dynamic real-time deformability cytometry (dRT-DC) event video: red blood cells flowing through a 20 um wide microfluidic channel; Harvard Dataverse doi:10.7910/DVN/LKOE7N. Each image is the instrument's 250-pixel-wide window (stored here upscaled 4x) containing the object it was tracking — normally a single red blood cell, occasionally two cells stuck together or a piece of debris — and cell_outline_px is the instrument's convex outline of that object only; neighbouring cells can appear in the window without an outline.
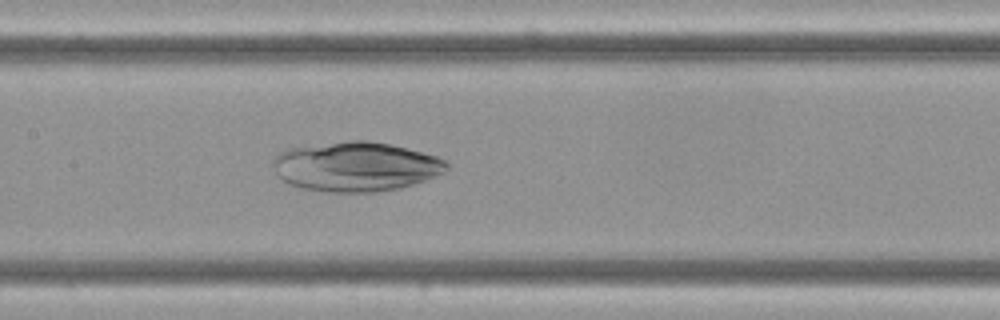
{"species": "Egyptian fruit bat (a non-hibernating species)", "species_latin": "Rousettus aegyptiacus", "temperature_condition": "cold", "stored_images_in_passage": 10, "camera_frame_rate_fps": 3000, "um_per_image_px": 0.085, "frame": {"image": 1, "passage_image": 9, "time_ms": 2.667, "image_size_px": [1000, 320], "cell_outline_px": [[448, 168], [444, 172], [424, 180], [400, 188], [376, 192], [324, 192], [296, 188], [288, 184], [276, 176], [276, 156], [280, 152], [292, 148], [352, 140], [368, 140], [408, 148], [436, 156], [444, 160], [448, 164]], "centroid_in_image_um": [30.25, 14.18], "position_along_channel_um": 177.2, "area_um2": 49.88}}